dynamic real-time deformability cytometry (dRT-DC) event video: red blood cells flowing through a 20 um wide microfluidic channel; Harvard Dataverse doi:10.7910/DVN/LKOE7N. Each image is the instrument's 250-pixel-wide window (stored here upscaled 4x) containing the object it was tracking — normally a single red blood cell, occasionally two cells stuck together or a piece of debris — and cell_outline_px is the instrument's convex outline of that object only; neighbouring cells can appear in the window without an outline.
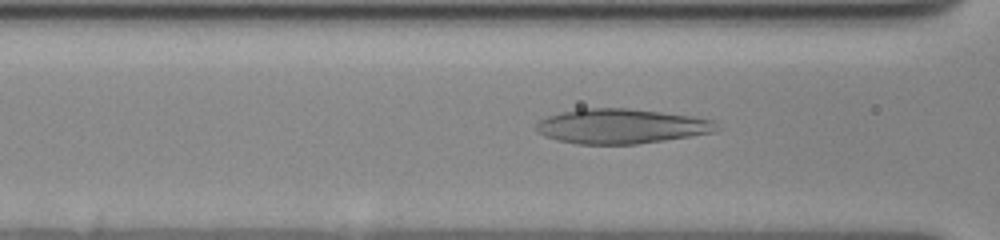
{"species": "human", "species_latin": "Homo sapiens", "temperature_condition": "cold", "stored_images_in_passage": 63, "camera_frame_rate_fps": 3000, "um_per_image_px": 0.085, "donor": {"sex": "female"}, "frame": {"image": 1, "passage_image": 30, "time_ms": 9.667, "image_size_px": [1000, 240], "cell_outline_px": [[724, 128], [716, 132], [664, 140], [636, 144], [576, 144], [544, 136], [536, 128], [536, 124], [540, 120], [548, 116], [560, 112], [580, 108], [628, 108], [692, 116], [712, 120]], "centroid_in_image_um": [52.85, 10.72], "position_along_channel_um": 113.8, "area_um2": 36.59}}
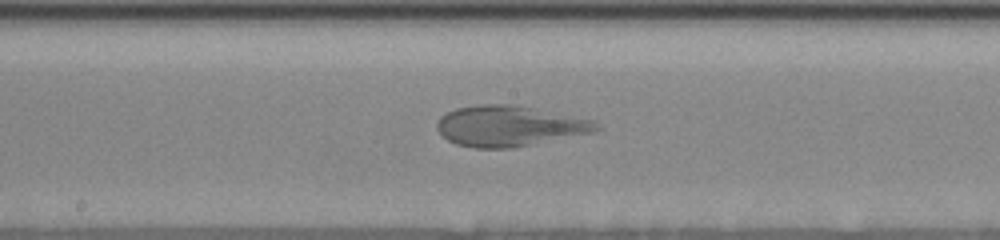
{"frame": {"image": 2, "passage_image": 38, "time_ms": 12.333, "image_size_px": [1000, 240], "cell_outline_px": [[604, 128], [596, 132], [512, 148], [472, 148], [456, 144], [448, 140], [436, 128], [436, 124], [440, 116], [456, 108], [484, 104], [512, 104], [596, 120]], "centroid_in_image_um": [43.35, 10.72], "position_along_channel_um": 204.9, "area_um2": 37.92}}
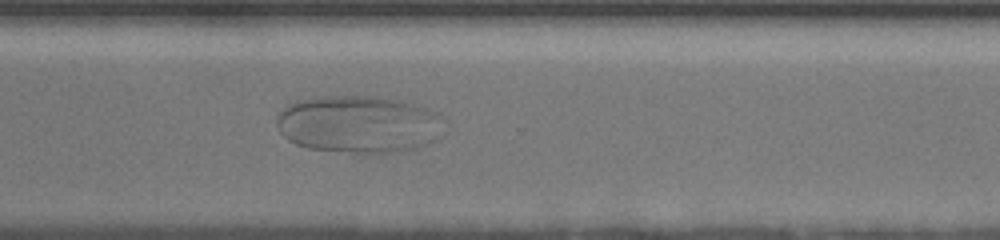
{"frame": {"image": 3, "passage_image": 50, "time_ms": 16.333, "image_size_px": [1000, 240], "cell_outline_px": [[440, 136], [436, 140], [412, 148], [392, 152], [352, 152], [308, 148], [296, 144], [288, 140], [280, 132], [276, 124], [276, 120], [280, 112], [288, 104], [300, 100], [324, 96], [376, 96], [396, 100], [424, 108], [436, 112], [440, 116]], "centroid_in_image_um": [30.42, 10.55], "position_along_channel_um": 340.2, "area_um2": 55.14}}